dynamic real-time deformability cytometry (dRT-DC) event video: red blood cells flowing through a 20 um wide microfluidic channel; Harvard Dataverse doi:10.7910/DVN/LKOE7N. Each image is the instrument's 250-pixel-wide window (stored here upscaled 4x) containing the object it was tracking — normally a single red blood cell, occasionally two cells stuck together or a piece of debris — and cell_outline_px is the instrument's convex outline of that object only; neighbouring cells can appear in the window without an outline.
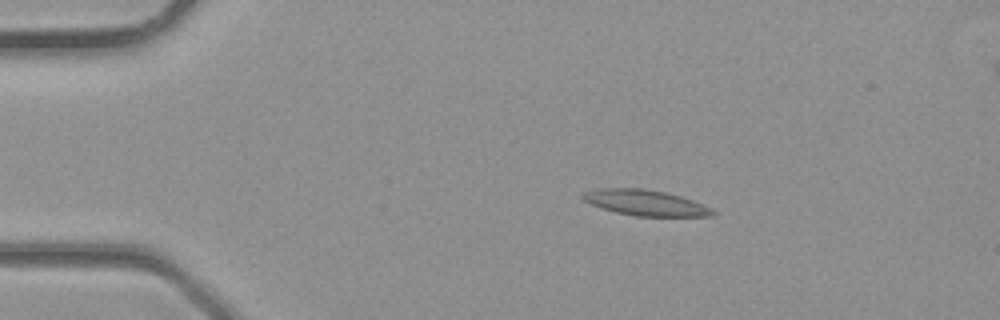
{"species": "common noctule bat (a hibernating species)", "species_latin": "Nyctalus noctula", "temperature_condition": "room temperature", "stored_images_in_passage": 3, "camera_frame_rate_fps": 3000, "um_per_image_px": 0.085, "animal": {"sex": "male", "body_mass_g": 23.1, "forearm_length_mm": 52.7}, "frame": {"image": 1, "passage_image": 1, "time_ms": 0.0, "image_size_px": [1000, 320], "cell_outline_px": [[716, 212], [712, 216], [636, 216], [616, 212], [592, 204], [584, 200], [580, 196], [584, 192], [596, 188], [644, 188], [664, 192], [680, 196], [704, 204], [712, 208]], "centroid_in_image_um": [54.88, 17.22], "position_along_channel_um": 30.1, "area_um2": 19.36}}